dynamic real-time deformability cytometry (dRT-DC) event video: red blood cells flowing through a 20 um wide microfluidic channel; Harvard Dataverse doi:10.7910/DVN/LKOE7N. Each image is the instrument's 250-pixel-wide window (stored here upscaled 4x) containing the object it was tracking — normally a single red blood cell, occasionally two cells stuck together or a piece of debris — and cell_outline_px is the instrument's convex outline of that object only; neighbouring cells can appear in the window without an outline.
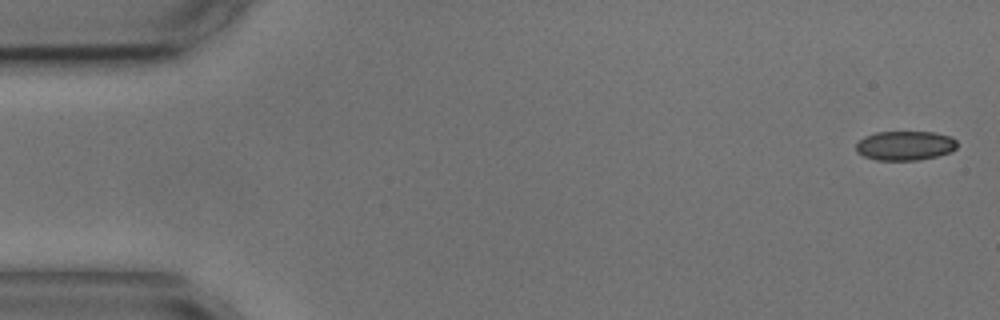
{"species": "common noctule bat (a hibernating species)", "species_latin": "Nyctalus noctula", "temperature_condition": "cold", "stored_images_in_passage": 5, "camera_frame_rate_fps": 3000, "um_per_image_px": 0.085, "animal": {"sex": "male", "body_mass_g": 17.9, "forearm_length_mm": 54.2}, "frame": {"image": 1, "passage_image": 1, "time_ms": 0.0, "image_size_px": [1000, 320], "cell_outline_px": [[956, 148], [952, 152], [936, 156], [916, 160], [876, 160], [864, 156], [856, 152], [856, 144], [864, 136], [876, 132], [932, 132], [952, 136], [956, 140]], "centroid_in_image_um": [76.93, 12.37], "position_along_channel_um": 8.1, "area_um2": 17.34}}
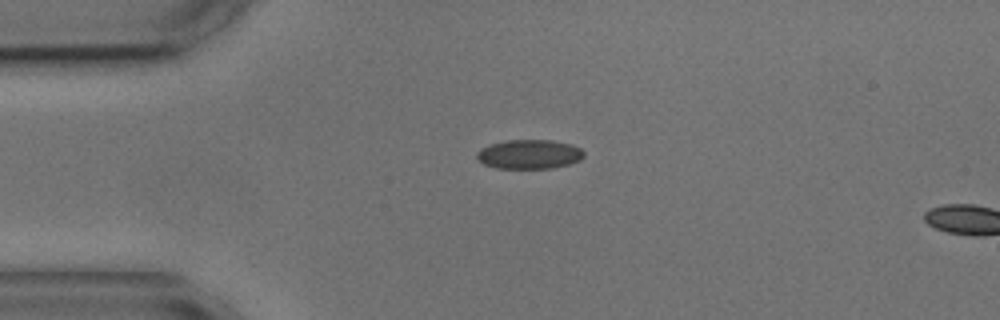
{"frame": {"image": 2, "passage_image": 4, "time_ms": 3.667, "image_size_px": [1000, 320], "cell_outline_px": [[584, 156], [580, 160], [568, 164], [552, 168], [496, 168], [484, 164], [476, 156], [476, 152], [480, 148], [488, 144], [504, 140], [552, 140], [572, 144], [580, 148], [584, 152]], "centroid_in_image_um": [44.97, 13.1], "position_along_channel_um": 40.0, "area_um2": 18.38}}